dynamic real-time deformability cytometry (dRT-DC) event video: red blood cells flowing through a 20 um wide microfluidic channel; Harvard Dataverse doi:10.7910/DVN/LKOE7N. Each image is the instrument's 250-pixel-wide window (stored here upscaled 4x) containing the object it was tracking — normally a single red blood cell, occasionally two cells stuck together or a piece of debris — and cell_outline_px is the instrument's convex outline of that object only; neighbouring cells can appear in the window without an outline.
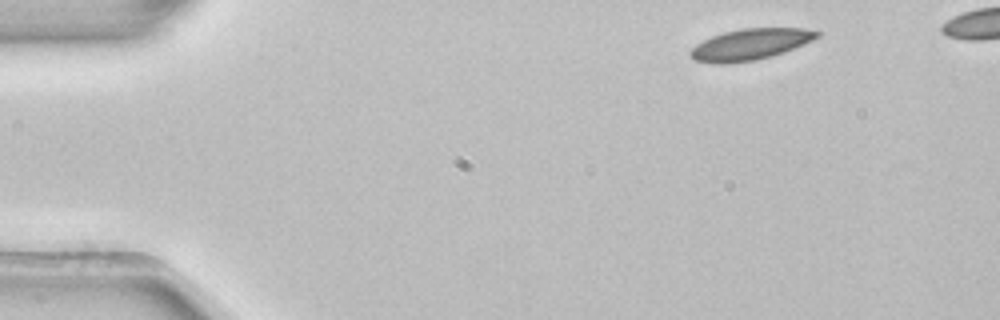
{"species": "common noctule bat (a hibernating species)", "species_latin": "Nyctalus noctula", "temperature_condition": "room temperature", "stored_images_in_passage": 4, "camera_frame_rate_fps": 3000, "um_per_image_px": 0.085, "animal": {"sex": "female", "body_mass_g": 22.7, "forearm_length_mm": 54.2}, "frame": {"image": 1, "passage_image": 1, "time_ms": 0.0, "image_size_px": [1000, 320], "cell_outline_px": [[820, 36], [812, 40], [784, 52], [772, 56], [752, 60], [728, 64], [712, 64], [696, 60], [688, 52], [696, 44], [712, 36], [724, 32], [740, 28], [804, 28], [820, 32]], "centroid_in_image_um": [63.75, 3.77], "position_along_channel_um": 21.2, "area_um2": 22.89}}